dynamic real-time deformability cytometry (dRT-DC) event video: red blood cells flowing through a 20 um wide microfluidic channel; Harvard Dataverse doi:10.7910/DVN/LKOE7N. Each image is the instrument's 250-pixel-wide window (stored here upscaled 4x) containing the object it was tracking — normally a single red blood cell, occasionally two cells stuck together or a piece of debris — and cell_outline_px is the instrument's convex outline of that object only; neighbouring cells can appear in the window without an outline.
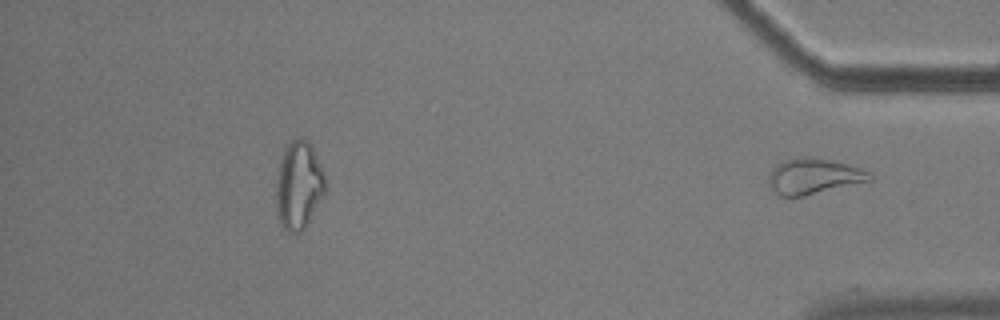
{"species": "common noctule bat (a hibernating species)", "species_latin": "Nyctalus noctula", "temperature_condition": "cold", "stored_images_in_passage": 40, "segment_of_instrument_passage": [2, 2], "camera_frame_rate_fps": 3000, "um_per_image_px": 0.085, "animal": {"sex": "male", "body_mass_g": 17.9}, "frame": {"image": 1, "passage_image": 40, "time_ms": 13.0, "image_size_px": [1000, 320], "cell_outline_px": [[872, 180], [804, 196], [780, 196], [768, 184], [768, 176], [772, 168], [780, 160], [832, 160], [848, 164], [872, 172]], "centroid_in_image_um": [69.18, 15.02], "position_along_channel_um": 366.0, "area_um2": 20.4}}